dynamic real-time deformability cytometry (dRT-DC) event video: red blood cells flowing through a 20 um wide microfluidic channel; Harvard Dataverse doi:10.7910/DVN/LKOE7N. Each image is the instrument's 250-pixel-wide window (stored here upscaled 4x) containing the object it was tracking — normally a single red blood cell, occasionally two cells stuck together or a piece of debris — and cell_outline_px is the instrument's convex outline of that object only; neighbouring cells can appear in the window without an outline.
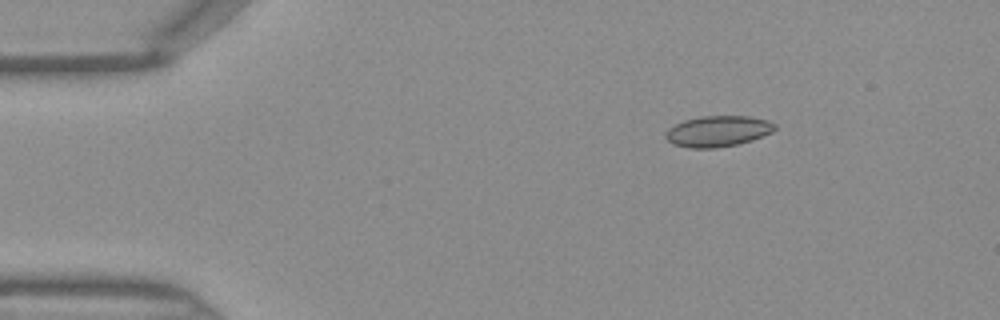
{"species": "Egyptian fruit bat (a non-hibernating species)", "species_latin": "Rousettus aegyptiacus", "temperature_condition": "warm", "stored_images_in_passage": 46, "camera_frame_rate_fps": 3000, "um_per_image_px": 0.085, "frame": {"image": 1, "passage_image": 7, "time_ms": 2.0, "image_size_px": [1000, 320], "cell_outline_px": [[776, 128], [772, 132], [752, 140], [736, 144], [716, 148], [688, 148], [672, 144], [664, 136], [664, 132], [668, 128], [684, 120], [700, 116], [748, 116], [768, 120], [776, 124]], "centroid_in_image_um": [60.99, 11.15], "position_along_channel_um": 24.0, "area_um2": 19.77}}
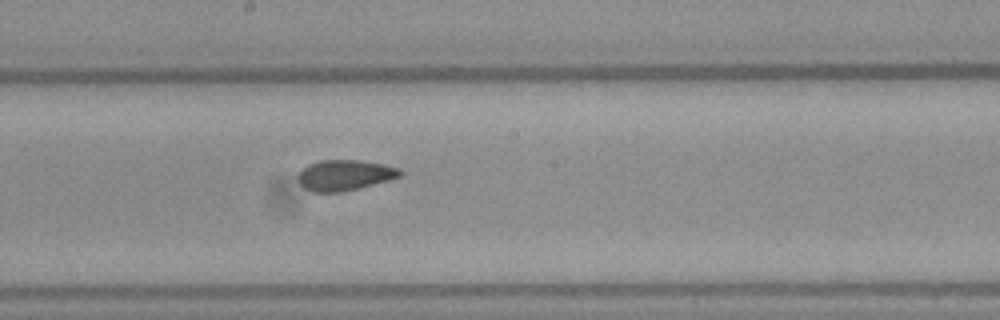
{"frame": {"image": 2, "passage_image": 25, "time_ms": 8.0, "image_size_px": [1000, 320], "cell_outline_px": [[404, 172], [400, 176], [388, 180], [340, 192], [312, 192], [304, 188], [300, 184], [296, 176], [308, 164], [320, 160], [360, 160], [384, 164], [400, 168]], "centroid_in_image_um": [29.28, 14.88], "position_along_channel_um": 218.9, "area_um2": 18.15}}
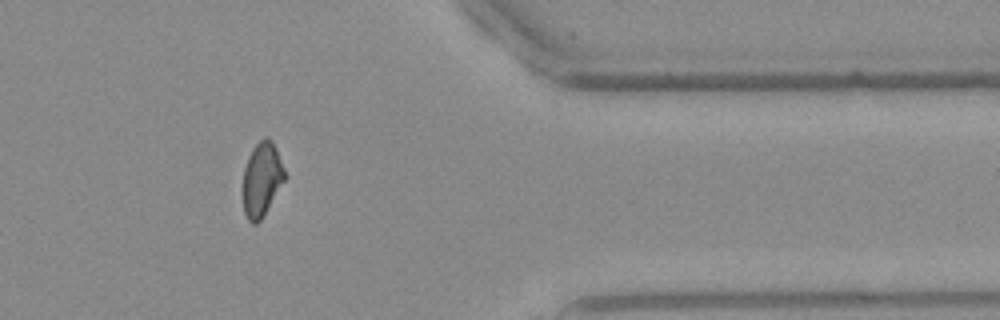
{"frame": {"image": 3, "passage_image": 38, "time_ms": 12.333, "image_size_px": [1000, 320], "cell_outline_px": [[288, 176], [264, 216], [256, 224], [252, 224], [248, 220], [244, 212], [244, 168], [248, 156], [252, 148], [264, 136], [268, 136], [272, 140], [276, 148]], "centroid_in_image_um": [22.29, 15.23], "position_along_channel_um": 389.1, "area_um2": 18.32}}